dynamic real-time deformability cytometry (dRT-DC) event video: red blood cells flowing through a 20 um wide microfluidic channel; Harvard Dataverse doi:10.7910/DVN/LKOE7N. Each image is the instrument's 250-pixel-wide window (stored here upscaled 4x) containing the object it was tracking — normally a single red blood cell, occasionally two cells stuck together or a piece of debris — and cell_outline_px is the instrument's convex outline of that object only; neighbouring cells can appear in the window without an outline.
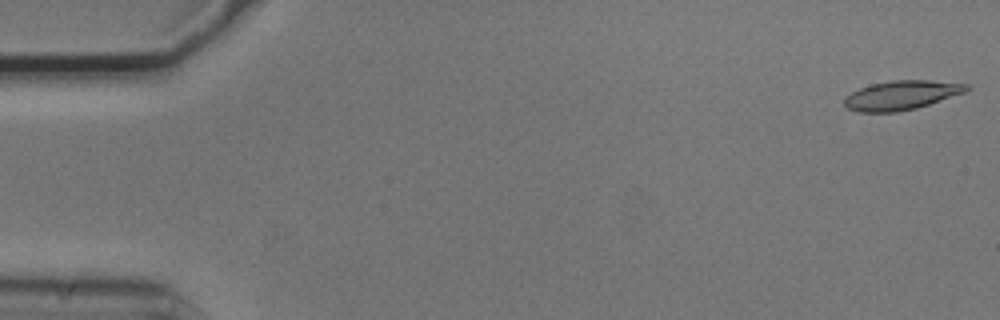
{"species": "common noctule bat (a hibernating species)", "species_latin": "Nyctalus noctula", "temperature_condition": "cold", "stored_images_in_passage": 54, "camera_frame_rate_fps": 3000, "um_per_image_px": 0.085, "animal": {"sex": "male", "body_mass_g": 20.5, "forearm_length_mm": 52.5}, "frame": {"image": 1, "passage_image": 1, "time_ms": 0.0, "image_size_px": [1000, 320], "cell_outline_px": [[972, 88], [964, 92], [916, 108], [896, 112], [860, 112], [848, 108], [844, 104], [844, 96], [860, 88], [872, 84], [892, 80], [928, 80], [972, 84]], "centroid_in_image_um": [76.63, 8.08], "position_along_channel_um": 8.4, "area_um2": 20.69}}
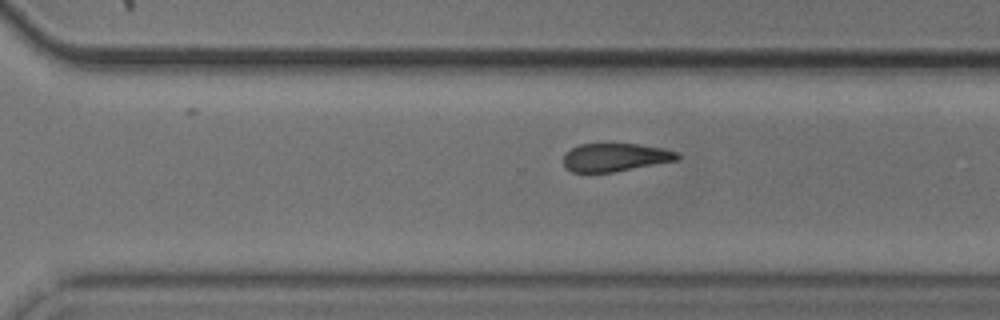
{"frame": {"image": 2, "passage_image": 37, "time_ms": 12.0, "image_size_px": [1000, 320], "cell_outline_px": [[680, 160], [616, 172], [572, 172], [564, 168], [564, 156], [572, 148], [580, 144], [636, 144], [664, 148], [676, 152], [680, 156]], "centroid_in_image_um": [52.33, 13.39], "position_along_channel_um": 318.3, "area_um2": 18.79}}
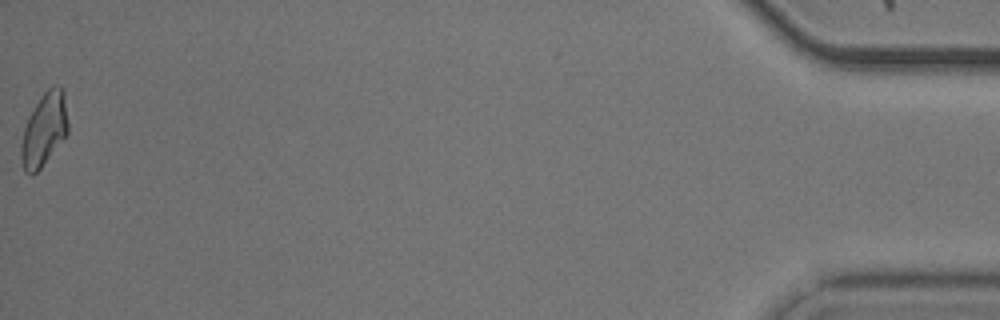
{"frame": {"image": 3, "passage_image": 54, "time_ms": 17.667, "image_size_px": [1000, 320], "cell_outline_px": [[68, 132], [40, 168], [32, 176], [28, 176], [24, 172], [20, 160], [20, 144], [24, 128], [28, 116], [44, 92], [52, 84], [64, 88], [68, 124]], "centroid_in_image_um": [3.73, 11.01], "position_along_channel_um": 431.5, "area_um2": 20.11}, "authors_computed_cell_mechanics": {"area_um2": 20.5768, "velocity_mm_per_s": 3.7281, "shape_relaxation_time_tau1_ms": 2.1966, "shape_relaxation_time_tau2_ms": 6.3635, "deformation_change_tau1": 0.1013, "deformation_change_tau2": 0.1337}}